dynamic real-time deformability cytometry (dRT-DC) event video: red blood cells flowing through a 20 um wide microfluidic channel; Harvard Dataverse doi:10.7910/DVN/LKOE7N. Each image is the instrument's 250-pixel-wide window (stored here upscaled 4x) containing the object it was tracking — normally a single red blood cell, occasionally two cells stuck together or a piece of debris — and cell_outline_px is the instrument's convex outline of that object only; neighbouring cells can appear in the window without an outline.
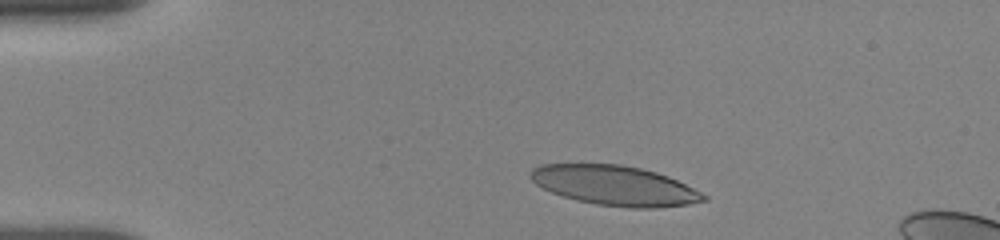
{"species": "human", "species_latin": "Homo sapiens", "temperature_condition": "room temperature", "stored_images_in_passage": 15, "camera_frame_rate_fps": 3000, "um_per_image_px": 0.085, "donor": {"sex": "female"}, "frame": {"image": 1, "passage_image": 5, "time_ms": 1.333, "image_size_px": [1000, 240], "cell_outline_px": [[708, 200], [688, 204], [656, 208], [632, 208], [596, 204], [576, 200], [552, 192], [536, 184], [528, 176], [528, 172], [532, 168], [540, 164], [620, 164], [640, 168], [656, 172], [668, 176], [708, 196]], "centroid_in_image_um": [52.23, 15.76], "position_along_channel_um": 32.8, "area_um2": 40.0}}